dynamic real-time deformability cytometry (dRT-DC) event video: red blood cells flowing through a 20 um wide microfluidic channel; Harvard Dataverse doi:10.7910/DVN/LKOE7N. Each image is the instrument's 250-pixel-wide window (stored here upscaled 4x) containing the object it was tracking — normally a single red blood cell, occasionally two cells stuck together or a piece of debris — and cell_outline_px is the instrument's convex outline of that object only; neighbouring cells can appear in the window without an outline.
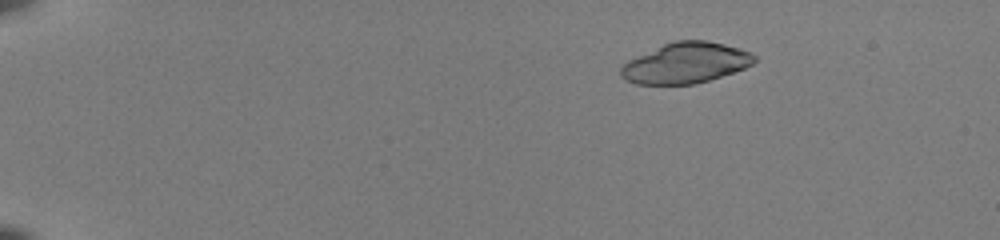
{"species": "common noctule bat (a hibernating species)", "species_latin": "Nyctalus noctula", "temperature_condition": "room temperature", "stored_images_in_passage": 44, "camera_frame_rate_fps": 3000, "um_per_image_px": 0.085, "animal": {"sex": "female", "body_mass_g": 22.0, "forearm_length_mm": 56.7}, "frame": {"image": 1, "passage_image": 1, "time_ms": 0.0, "image_size_px": [1000, 240], "cell_outline_px": [[756, 60], [752, 64], [744, 68], [708, 80], [692, 84], [636, 84], [620, 76], [620, 68], [628, 60], [664, 44], [676, 40], [708, 40], [740, 48], [756, 56]], "centroid_in_image_um": [58.28, 5.34], "position_along_channel_um": 26.7, "area_um2": 31.27}}